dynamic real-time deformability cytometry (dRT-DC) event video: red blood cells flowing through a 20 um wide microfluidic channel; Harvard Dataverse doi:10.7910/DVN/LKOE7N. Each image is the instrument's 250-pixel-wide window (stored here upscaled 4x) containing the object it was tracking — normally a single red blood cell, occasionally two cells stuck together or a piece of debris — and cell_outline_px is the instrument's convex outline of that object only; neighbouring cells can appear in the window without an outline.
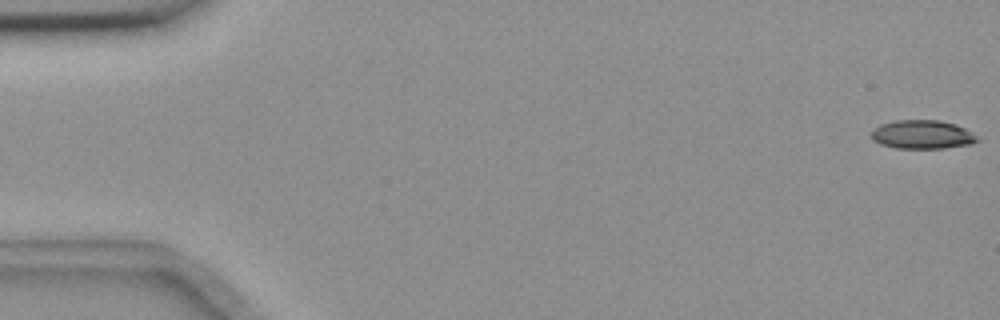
{"species": "common noctule bat (a hibernating species)", "species_latin": "Nyctalus noctula", "temperature_condition": "room temperature", "stored_images_in_passage": 4, "camera_frame_rate_fps": 3000, "um_per_image_px": 0.085, "animal": {"sex": "female", "body_mass_g": 18.4}, "frame": {"image": 1, "passage_image": 1, "time_ms": 0.0, "image_size_px": [1000, 320], "cell_outline_px": [[980, 140], [972, 144], [944, 148], [896, 148], [880, 144], [872, 140], [872, 132], [880, 124], [896, 120], [940, 120], [956, 124], [972, 132]], "centroid_in_image_um": [78.42, 11.43], "position_along_channel_um": 6.6, "area_um2": 17.74}}
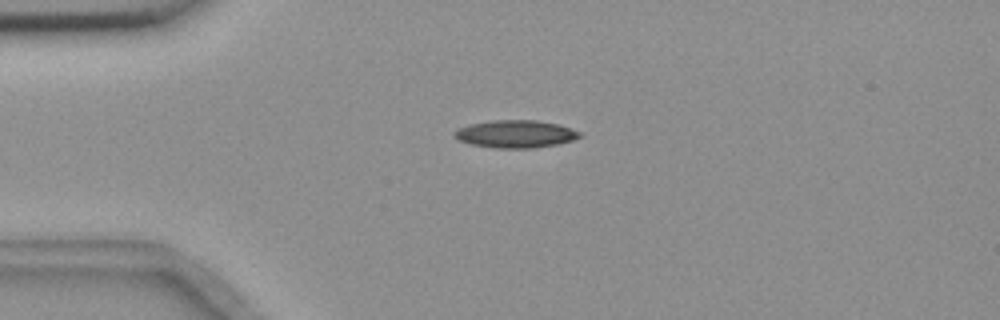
{"frame": {"image": 2, "passage_image": 4, "time_ms": 1.0, "image_size_px": [1000, 320], "cell_outline_px": [[580, 136], [572, 140], [556, 144], [532, 148], [496, 148], [472, 144], [460, 140], [452, 136], [452, 132], [456, 128], [468, 124], [492, 120], [536, 120], [556, 124], [572, 128], [580, 132]], "centroid_in_image_um": [43.76, 11.38], "position_along_channel_um": 41.2, "area_um2": 20.11}}